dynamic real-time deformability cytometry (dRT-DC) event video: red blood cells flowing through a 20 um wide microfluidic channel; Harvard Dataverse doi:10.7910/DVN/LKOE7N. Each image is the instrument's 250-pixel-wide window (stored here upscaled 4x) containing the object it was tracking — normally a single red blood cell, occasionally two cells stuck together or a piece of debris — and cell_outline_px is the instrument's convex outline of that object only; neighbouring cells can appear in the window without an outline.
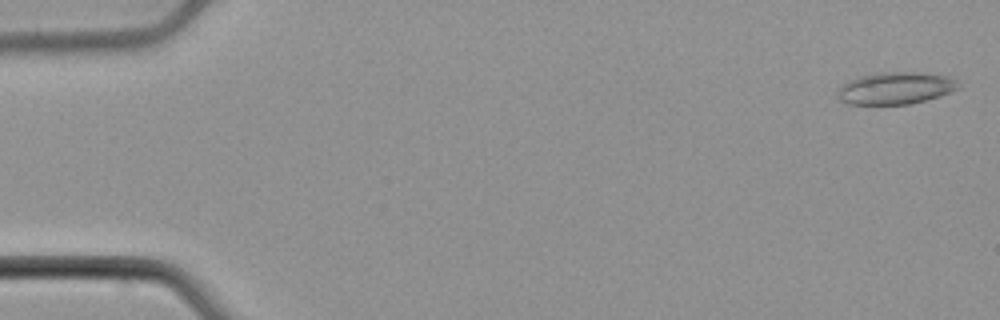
{"species": "common noctule bat (a hibernating species)", "species_latin": "Nyctalus noctula", "temperature_condition": "cold", "stored_images_in_passage": 11, "camera_frame_rate_fps": 3000, "um_per_image_px": 0.085, "animal": {"sex": "male", "body_mass_g": 21.5, "forearm_length_mm": 52.0}, "frame": {"image": 1, "passage_image": 2, "time_ms": 0.333, "image_size_px": [1000, 320], "cell_outline_px": [[960, 88], [940, 96], [912, 104], [848, 104], [840, 100], [836, 96], [836, 92], [840, 84], [848, 80], [860, 76], [880, 72], [916, 72], [948, 76], [956, 80]], "centroid_in_image_um": [76.08, 7.49], "position_along_channel_um": 8.9, "area_um2": 22.83}}